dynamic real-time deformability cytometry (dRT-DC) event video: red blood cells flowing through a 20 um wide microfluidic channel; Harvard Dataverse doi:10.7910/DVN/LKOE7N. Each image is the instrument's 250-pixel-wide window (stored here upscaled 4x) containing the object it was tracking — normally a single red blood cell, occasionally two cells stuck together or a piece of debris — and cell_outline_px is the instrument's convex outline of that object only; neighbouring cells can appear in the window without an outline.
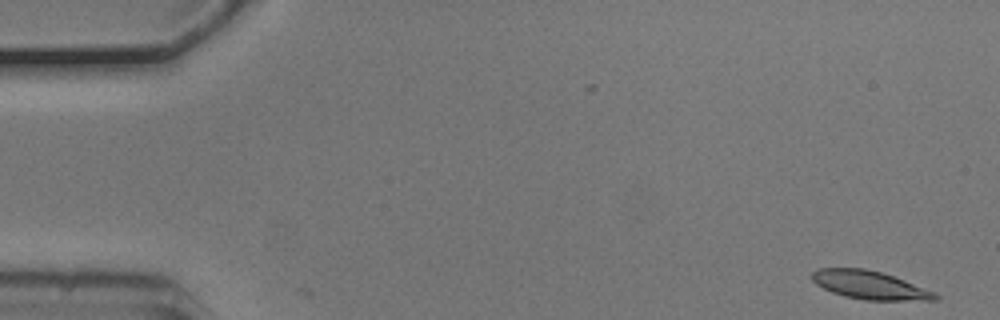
{"species": "common noctule bat (a hibernating species)", "species_latin": "Nyctalus noctula", "temperature_condition": "cold", "stored_images_in_passage": 53, "camera_frame_rate_fps": 3000, "um_per_image_px": 0.085, "animal": {"sex": "male", "body_mass_g": 20.5, "forearm_length_mm": 52.5}, "frame": {"image": 1, "passage_image": 1, "time_ms": 0.0, "image_size_px": [1000, 320], "cell_outline_px": [[940, 300], [864, 300], [844, 296], [832, 292], [816, 284], [812, 280], [812, 272], [816, 268], [864, 268], [880, 272], [904, 280], [936, 292], [940, 296]], "centroid_in_image_um": [73.94, 24.23], "position_along_channel_um": 11.1, "area_um2": 20.29}}
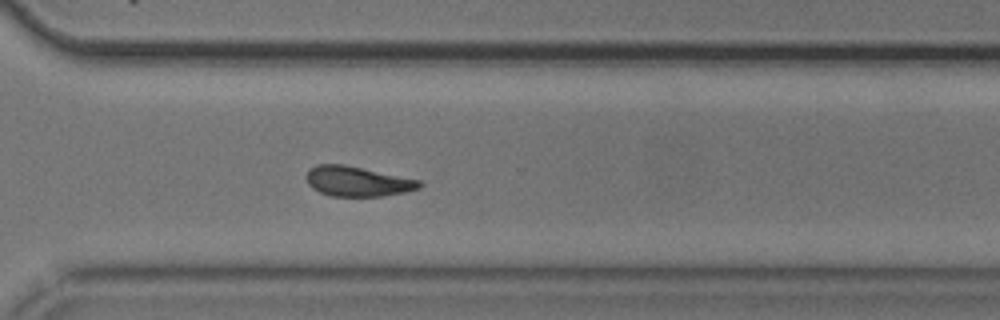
{"frame": {"image": 2, "passage_image": 38, "time_ms": 12.333, "image_size_px": [1000, 320], "cell_outline_px": [[424, 184], [420, 188], [404, 192], [380, 196], [332, 196], [320, 192], [312, 188], [308, 184], [308, 172], [316, 164], [344, 164], [420, 180]], "centroid_in_image_um": [30.41, 15.41], "position_along_channel_um": 340.2, "area_um2": 19.54}}
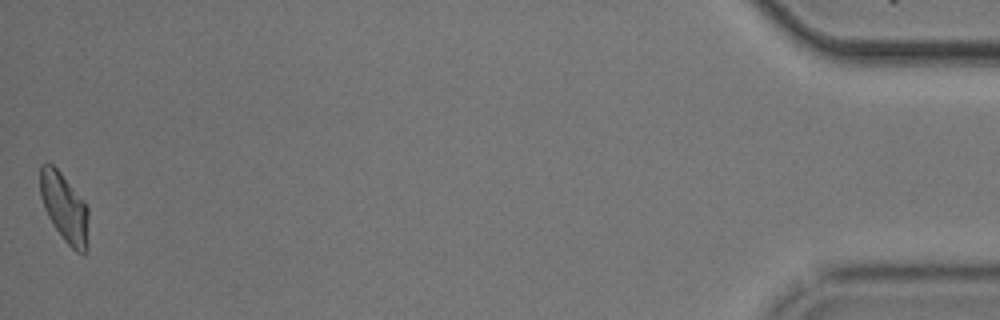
{"frame": {"image": 3, "passage_image": 53, "time_ms": 17.333, "image_size_px": [1000, 320], "cell_outline_px": [[88, 252], [84, 256], [76, 252], [64, 240], [48, 216], [44, 208], [40, 196], [40, 164], [52, 164], [60, 172], [84, 200], [88, 208]], "centroid_in_image_um": [5.51, 17.7], "position_along_channel_um": 429.7, "area_um2": 19.59}, "authors_computed_cell_mechanics": {"area_um2": 20.3456, "velocity_mm_per_s": 3.6887, "shape_relaxation_time_tau1_ms": 2.8023, "shape_relaxation_time_tau2_ms": 5.3735, "deformation_change_tau1": 0.114, "deformation_change_tau2": 0.1284}}